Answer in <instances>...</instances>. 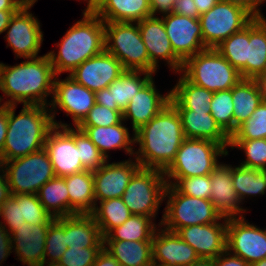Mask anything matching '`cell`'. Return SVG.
I'll return each mask as SVG.
<instances>
[{
  "label": "cell",
  "mask_w": 266,
  "mask_h": 266,
  "mask_svg": "<svg viewBox=\"0 0 266 266\" xmlns=\"http://www.w3.org/2000/svg\"><path fill=\"white\" fill-rule=\"evenodd\" d=\"M55 76L47 54L12 66L1 62L0 90L6 99L2 105L49 106L47 97L53 96Z\"/></svg>",
  "instance_id": "1"
},
{
  "label": "cell",
  "mask_w": 266,
  "mask_h": 266,
  "mask_svg": "<svg viewBox=\"0 0 266 266\" xmlns=\"http://www.w3.org/2000/svg\"><path fill=\"white\" fill-rule=\"evenodd\" d=\"M134 158L143 168L164 171L185 139L180 116L168 103L154 118L134 132Z\"/></svg>",
  "instance_id": "2"
},
{
  "label": "cell",
  "mask_w": 266,
  "mask_h": 266,
  "mask_svg": "<svg viewBox=\"0 0 266 266\" xmlns=\"http://www.w3.org/2000/svg\"><path fill=\"white\" fill-rule=\"evenodd\" d=\"M82 16L56 43L58 52L46 53L56 76L64 72L70 74L84 61L105 50L104 21L93 12H82Z\"/></svg>",
  "instance_id": "3"
},
{
  "label": "cell",
  "mask_w": 266,
  "mask_h": 266,
  "mask_svg": "<svg viewBox=\"0 0 266 266\" xmlns=\"http://www.w3.org/2000/svg\"><path fill=\"white\" fill-rule=\"evenodd\" d=\"M17 105H8V126L2 152V162L24 157L42 150L49 131L54 127L48 106L23 105L16 115Z\"/></svg>",
  "instance_id": "4"
},
{
  "label": "cell",
  "mask_w": 266,
  "mask_h": 266,
  "mask_svg": "<svg viewBox=\"0 0 266 266\" xmlns=\"http://www.w3.org/2000/svg\"><path fill=\"white\" fill-rule=\"evenodd\" d=\"M180 73L191 83L212 92L231 89L242 78L216 48H207L187 58Z\"/></svg>",
  "instance_id": "5"
},
{
  "label": "cell",
  "mask_w": 266,
  "mask_h": 266,
  "mask_svg": "<svg viewBox=\"0 0 266 266\" xmlns=\"http://www.w3.org/2000/svg\"><path fill=\"white\" fill-rule=\"evenodd\" d=\"M223 146L207 139L185 138L172 163L163 171L165 178L209 175L228 154Z\"/></svg>",
  "instance_id": "6"
},
{
  "label": "cell",
  "mask_w": 266,
  "mask_h": 266,
  "mask_svg": "<svg viewBox=\"0 0 266 266\" xmlns=\"http://www.w3.org/2000/svg\"><path fill=\"white\" fill-rule=\"evenodd\" d=\"M164 200L166 206L159 224L172 232L182 227L216 223L222 218L210 200L184 195L173 185H167Z\"/></svg>",
  "instance_id": "7"
},
{
  "label": "cell",
  "mask_w": 266,
  "mask_h": 266,
  "mask_svg": "<svg viewBox=\"0 0 266 266\" xmlns=\"http://www.w3.org/2000/svg\"><path fill=\"white\" fill-rule=\"evenodd\" d=\"M256 16L241 3L220 0L199 16L205 47L216 48L232 34L243 30Z\"/></svg>",
  "instance_id": "8"
},
{
  "label": "cell",
  "mask_w": 266,
  "mask_h": 266,
  "mask_svg": "<svg viewBox=\"0 0 266 266\" xmlns=\"http://www.w3.org/2000/svg\"><path fill=\"white\" fill-rule=\"evenodd\" d=\"M105 50L125 70L150 73V60L137 22H104Z\"/></svg>",
  "instance_id": "9"
},
{
  "label": "cell",
  "mask_w": 266,
  "mask_h": 266,
  "mask_svg": "<svg viewBox=\"0 0 266 266\" xmlns=\"http://www.w3.org/2000/svg\"><path fill=\"white\" fill-rule=\"evenodd\" d=\"M166 187L162 170L140 167L130 179L122 199L132 214L156 219L159 208L165 202Z\"/></svg>",
  "instance_id": "10"
},
{
  "label": "cell",
  "mask_w": 266,
  "mask_h": 266,
  "mask_svg": "<svg viewBox=\"0 0 266 266\" xmlns=\"http://www.w3.org/2000/svg\"><path fill=\"white\" fill-rule=\"evenodd\" d=\"M1 163L11 195L37 194L47 181L56 176L44 148L27 156Z\"/></svg>",
  "instance_id": "11"
},
{
  "label": "cell",
  "mask_w": 266,
  "mask_h": 266,
  "mask_svg": "<svg viewBox=\"0 0 266 266\" xmlns=\"http://www.w3.org/2000/svg\"><path fill=\"white\" fill-rule=\"evenodd\" d=\"M59 78V75L55 76L53 96L48 106L54 126H72L67 123H62V121L59 122L58 120L57 122L55 120L60 108L61 111L66 113V116L70 115L72 117V124L76 127L96 104L95 92L77 83L69 75L65 79Z\"/></svg>",
  "instance_id": "12"
},
{
  "label": "cell",
  "mask_w": 266,
  "mask_h": 266,
  "mask_svg": "<svg viewBox=\"0 0 266 266\" xmlns=\"http://www.w3.org/2000/svg\"><path fill=\"white\" fill-rule=\"evenodd\" d=\"M30 7L22 6L11 17L7 26L6 35L3 37L7 42L6 48L9 46L15 54V59L37 58L44 36L41 29V23L30 12ZM17 57V58H16Z\"/></svg>",
  "instance_id": "13"
},
{
  "label": "cell",
  "mask_w": 266,
  "mask_h": 266,
  "mask_svg": "<svg viewBox=\"0 0 266 266\" xmlns=\"http://www.w3.org/2000/svg\"><path fill=\"white\" fill-rule=\"evenodd\" d=\"M245 219V216L227 219L226 249L251 265L266 258V228Z\"/></svg>",
  "instance_id": "14"
},
{
  "label": "cell",
  "mask_w": 266,
  "mask_h": 266,
  "mask_svg": "<svg viewBox=\"0 0 266 266\" xmlns=\"http://www.w3.org/2000/svg\"><path fill=\"white\" fill-rule=\"evenodd\" d=\"M44 149L56 176L66 177L87 170L75 145L73 126H54L46 137Z\"/></svg>",
  "instance_id": "15"
},
{
  "label": "cell",
  "mask_w": 266,
  "mask_h": 266,
  "mask_svg": "<svg viewBox=\"0 0 266 266\" xmlns=\"http://www.w3.org/2000/svg\"><path fill=\"white\" fill-rule=\"evenodd\" d=\"M139 31L150 60V73L156 74L159 61H164L173 73H179L183 61L174 53L161 17L150 16L138 21Z\"/></svg>",
  "instance_id": "16"
},
{
  "label": "cell",
  "mask_w": 266,
  "mask_h": 266,
  "mask_svg": "<svg viewBox=\"0 0 266 266\" xmlns=\"http://www.w3.org/2000/svg\"><path fill=\"white\" fill-rule=\"evenodd\" d=\"M174 53L184 62L205 49L199 18L170 13L161 16Z\"/></svg>",
  "instance_id": "17"
},
{
  "label": "cell",
  "mask_w": 266,
  "mask_h": 266,
  "mask_svg": "<svg viewBox=\"0 0 266 266\" xmlns=\"http://www.w3.org/2000/svg\"><path fill=\"white\" fill-rule=\"evenodd\" d=\"M93 170L95 203L112 198H122L130 179L141 167L135 158L109 163Z\"/></svg>",
  "instance_id": "18"
},
{
  "label": "cell",
  "mask_w": 266,
  "mask_h": 266,
  "mask_svg": "<svg viewBox=\"0 0 266 266\" xmlns=\"http://www.w3.org/2000/svg\"><path fill=\"white\" fill-rule=\"evenodd\" d=\"M124 71L121 62L104 50L84 61L68 75L90 91L96 92L107 88Z\"/></svg>",
  "instance_id": "19"
},
{
  "label": "cell",
  "mask_w": 266,
  "mask_h": 266,
  "mask_svg": "<svg viewBox=\"0 0 266 266\" xmlns=\"http://www.w3.org/2000/svg\"><path fill=\"white\" fill-rule=\"evenodd\" d=\"M200 258L215 259L226 250L227 218L216 223L182 227L176 232Z\"/></svg>",
  "instance_id": "20"
},
{
  "label": "cell",
  "mask_w": 266,
  "mask_h": 266,
  "mask_svg": "<svg viewBox=\"0 0 266 266\" xmlns=\"http://www.w3.org/2000/svg\"><path fill=\"white\" fill-rule=\"evenodd\" d=\"M200 257L176 232L161 225L152 238L153 266H188Z\"/></svg>",
  "instance_id": "21"
},
{
  "label": "cell",
  "mask_w": 266,
  "mask_h": 266,
  "mask_svg": "<svg viewBox=\"0 0 266 266\" xmlns=\"http://www.w3.org/2000/svg\"><path fill=\"white\" fill-rule=\"evenodd\" d=\"M154 76L132 97L125 108L123 120L132 124V133L154 118L170 101V91L163 95L156 88Z\"/></svg>",
  "instance_id": "22"
},
{
  "label": "cell",
  "mask_w": 266,
  "mask_h": 266,
  "mask_svg": "<svg viewBox=\"0 0 266 266\" xmlns=\"http://www.w3.org/2000/svg\"><path fill=\"white\" fill-rule=\"evenodd\" d=\"M211 197L216 211L223 218L244 217L249 209L241 206V201L233 187L232 165L220 162L210 173Z\"/></svg>",
  "instance_id": "23"
},
{
  "label": "cell",
  "mask_w": 266,
  "mask_h": 266,
  "mask_svg": "<svg viewBox=\"0 0 266 266\" xmlns=\"http://www.w3.org/2000/svg\"><path fill=\"white\" fill-rule=\"evenodd\" d=\"M153 75L145 71L125 70L107 88L95 92L96 103L123 112L132 97L138 93Z\"/></svg>",
  "instance_id": "24"
},
{
  "label": "cell",
  "mask_w": 266,
  "mask_h": 266,
  "mask_svg": "<svg viewBox=\"0 0 266 266\" xmlns=\"http://www.w3.org/2000/svg\"><path fill=\"white\" fill-rule=\"evenodd\" d=\"M50 224L24 223L11 235L12 250L26 266L44 265L45 242Z\"/></svg>",
  "instance_id": "25"
},
{
  "label": "cell",
  "mask_w": 266,
  "mask_h": 266,
  "mask_svg": "<svg viewBox=\"0 0 266 266\" xmlns=\"http://www.w3.org/2000/svg\"><path fill=\"white\" fill-rule=\"evenodd\" d=\"M124 120L119 123L108 127L102 126H76L78 129L84 131L90 140L95 144L98 150L106 157L109 158L110 150H124L131 157L135 153V136H130L129 128L124 126Z\"/></svg>",
  "instance_id": "26"
},
{
  "label": "cell",
  "mask_w": 266,
  "mask_h": 266,
  "mask_svg": "<svg viewBox=\"0 0 266 266\" xmlns=\"http://www.w3.org/2000/svg\"><path fill=\"white\" fill-rule=\"evenodd\" d=\"M185 138L207 139L219 143L227 151L230 137L207 111L177 110ZM228 148V149H227Z\"/></svg>",
  "instance_id": "27"
},
{
  "label": "cell",
  "mask_w": 266,
  "mask_h": 266,
  "mask_svg": "<svg viewBox=\"0 0 266 266\" xmlns=\"http://www.w3.org/2000/svg\"><path fill=\"white\" fill-rule=\"evenodd\" d=\"M64 230L68 247H104V237L91 214L64 217Z\"/></svg>",
  "instance_id": "28"
},
{
  "label": "cell",
  "mask_w": 266,
  "mask_h": 266,
  "mask_svg": "<svg viewBox=\"0 0 266 266\" xmlns=\"http://www.w3.org/2000/svg\"><path fill=\"white\" fill-rule=\"evenodd\" d=\"M233 100V133L237 127L251 117L259 104L266 98L257 79L241 78L231 88Z\"/></svg>",
  "instance_id": "29"
},
{
  "label": "cell",
  "mask_w": 266,
  "mask_h": 266,
  "mask_svg": "<svg viewBox=\"0 0 266 266\" xmlns=\"http://www.w3.org/2000/svg\"><path fill=\"white\" fill-rule=\"evenodd\" d=\"M64 179L69 194V216L91 214L96 205L93 171L85 170Z\"/></svg>",
  "instance_id": "30"
},
{
  "label": "cell",
  "mask_w": 266,
  "mask_h": 266,
  "mask_svg": "<svg viewBox=\"0 0 266 266\" xmlns=\"http://www.w3.org/2000/svg\"><path fill=\"white\" fill-rule=\"evenodd\" d=\"M177 74H179V79L170 89L169 103L176 110L207 111L210 113V102L214 92L191 83L180 72Z\"/></svg>",
  "instance_id": "31"
},
{
  "label": "cell",
  "mask_w": 266,
  "mask_h": 266,
  "mask_svg": "<svg viewBox=\"0 0 266 266\" xmlns=\"http://www.w3.org/2000/svg\"><path fill=\"white\" fill-rule=\"evenodd\" d=\"M266 68V17L256 16L249 24L246 78L257 79Z\"/></svg>",
  "instance_id": "32"
},
{
  "label": "cell",
  "mask_w": 266,
  "mask_h": 266,
  "mask_svg": "<svg viewBox=\"0 0 266 266\" xmlns=\"http://www.w3.org/2000/svg\"><path fill=\"white\" fill-rule=\"evenodd\" d=\"M95 14L104 22H138L152 16L149 0H106Z\"/></svg>",
  "instance_id": "33"
},
{
  "label": "cell",
  "mask_w": 266,
  "mask_h": 266,
  "mask_svg": "<svg viewBox=\"0 0 266 266\" xmlns=\"http://www.w3.org/2000/svg\"><path fill=\"white\" fill-rule=\"evenodd\" d=\"M120 266H153L152 241H104Z\"/></svg>",
  "instance_id": "34"
},
{
  "label": "cell",
  "mask_w": 266,
  "mask_h": 266,
  "mask_svg": "<svg viewBox=\"0 0 266 266\" xmlns=\"http://www.w3.org/2000/svg\"><path fill=\"white\" fill-rule=\"evenodd\" d=\"M153 217L132 214L122 225L113 228L104 241H152L156 229L160 226Z\"/></svg>",
  "instance_id": "35"
},
{
  "label": "cell",
  "mask_w": 266,
  "mask_h": 266,
  "mask_svg": "<svg viewBox=\"0 0 266 266\" xmlns=\"http://www.w3.org/2000/svg\"><path fill=\"white\" fill-rule=\"evenodd\" d=\"M37 196L53 218L69 216V194L64 177L55 176L47 181Z\"/></svg>",
  "instance_id": "36"
},
{
  "label": "cell",
  "mask_w": 266,
  "mask_h": 266,
  "mask_svg": "<svg viewBox=\"0 0 266 266\" xmlns=\"http://www.w3.org/2000/svg\"><path fill=\"white\" fill-rule=\"evenodd\" d=\"M233 187L243 205V201L252 196H263L266 193V170L247 168L241 165L232 166Z\"/></svg>",
  "instance_id": "37"
},
{
  "label": "cell",
  "mask_w": 266,
  "mask_h": 266,
  "mask_svg": "<svg viewBox=\"0 0 266 266\" xmlns=\"http://www.w3.org/2000/svg\"><path fill=\"white\" fill-rule=\"evenodd\" d=\"M98 203L91 215L99 226L103 237L116 226L122 225L132 215L122 198H112Z\"/></svg>",
  "instance_id": "38"
},
{
  "label": "cell",
  "mask_w": 266,
  "mask_h": 266,
  "mask_svg": "<svg viewBox=\"0 0 266 266\" xmlns=\"http://www.w3.org/2000/svg\"><path fill=\"white\" fill-rule=\"evenodd\" d=\"M249 44V25L232 34L216 47L217 51L246 78V59Z\"/></svg>",
  "instance_id": "39"
},
{
  "label": "cell",
  "mask_w": 266,
  "mask_h": 266,
  "mask_svg": "<svg viewBox=\"0 0 266 266\" xmlns=\"http://www.w3.org/2000/svg\"><path fill=\"white\" fill-rule=\"evenodd\" d=\"M233 109L231 89L214 92L210 114L229 137L233 134Z\"/></svg>",
  "instance_id": "40"
},
{
  "label": "cell",
  "mask_w": 266,
  "mask_h": 266,
  "mask_svg": "<svg viewBox=\"0 0 266 266\" xmlns=\"http://www.w3.org/2000/svg\"><path fill=\"white\" fill-rule=\"evenodd\" d=\"M67 248L64 217L55 218L46 236L44 264L58 263Z\"/></svg>",
  "instance_id": "41"
},
{
  "label": "cell",
  "mask_w": 266,
  "mask_h": 266,
  "mask_svg": "<svg viewBox=\"0 0 266 266\" xmlns=\"http://www.w3.org/2000/svg\"><path fill=\"white\" fill-rule=\"evenodd\" d=\"M266 139V98L259 104L251 117L239 125L230 140Z\"/></svg>",
  "instance_id": "42"
},
{
  "label": "cell",
  "mask_w": 266,
  "mask_h": 266,
  "mask_svg": "<svg viewBox=\"0 0 266 266\" xmlns=\"http://www.w3.org/2000/svg\"><path fill=\"white\" fill-rule=\"evenodd\" d=\"M231 149L244 152L245 161L239 165L259 170H266V139L230 140Z\"/></svg>",
  "instance_id": "43"
},
{
  "label": "cell",
  "mask_w": 266,
  "mask_h": 266,
  "mask_svg": "<svg viewBox=\"0 0 266 266\" xmlns=\"http://www.w3.org/2000/svg\"><path fill=\"white\" fill-rule=\"evenodd\" d=\"M21 220L30 224H51L55 218L43 207L37 194H18Z\"/></svg>",
  "instance_id": "44"
},
{
  "label": "cell",
  "mask_w": 266,
  "mask_h": 266,
  "mask_svg": "<svg viewBox=\"0 0 266 266\" xmlns=\"http://www.w3.org/2000/svg\"><path fill=\"white\" fill-rule=\"evenodd\" d=\"M74 140L79 149L82 165L87 170H96L106 163V157L98 150L87 134L77 127H74Z\"/></svg>",
  "instance_id": "45"
},
{
  "label": "cell",
  "mask_w": 266,
  "mask_h": 266,
  "mask_svg": "<svg viewBox=\"0 0 266 266\" xmlns=\"http://www.w3.org/2000/svg\"><path fill=\"white\" fill-rule=\"evenodd\" d=\"M166 181L167 185H173L184 195L210 200L212 194L210 174L187 178H166Z\"/></svg>",
  "instance_id": "46"
},
{
  "label": "cell",
  "mask_w": 266,
  "mask_h": 266,
  "mask_svg": "<svg viewBox=\"0 0 266 266\" xmlns=\"http://www.w3.org/2000/svg\"><path fill=\"white\" fill-rule=\"evenodd\" d=\"M122 121L123 113L121 110H113L96 103L77 126L108 127L119 124Z\"/></svg>",
  "instance_id": "47"
},
{
  "label": "cell",
  "mask_w": 266,
  "mask_h": 266,
  "mask_svg": "<svg viewBox=\"0 0 266 266\" xmlns=\"http://www.w3.org/2000/svg\"><path fill=\"white\" fill-rule=\"evenodd\" d=\"M103 248L104 247H68L58 263L62 266H92Z\"/></svg>",
  "instance_id": "48"
},
{
  "label": "cell",
  "mask_w": 266,
  "mask_h": 266,
  "mask_svg": "<svg viewBox=\"0 0 266 266\" xmlns=\"http://www.w3.org/2000/svg\"><path fill=\"white\" fill-rule=\"evenodd\" d=\"M0 218L4 222L0 221L12 235L21 227L25 221L21 220L20 205H18V195H11L9 199L0 208ZM4 223V224H3Z\"/></svg>",
  "instance_id": "49"
},
{
  "label": "cell",
  "mask_w": 266,
  "mask_h": 266,
  "mask_svg": "<svg viewBox=\"0 0 266 266\" xmlns=\"http://www.w3.org/2000/svg\"><path fill=\"white\" fill-rule=\"evenodd\" d=\"M172 12L191 18H199L200 16L193 0H176Z\"/></svg>",
  "instance_id": "50"
},
{
  "label": "cell",
  "mask_w": 266,
  "mask_h": 266,
  "mask_svg": "<svg viewBox=\"0 0 266 266\" xmlns=\"http://www.w3.org/2000/svg\"><path fill=\"white\" fill-rule=\"evenodd\" d=\"M12 239L10 232L0 224V266L12 253Z\"/></svg>",
  "instance_id": "51"
},
{
  "label": "cell",
  "mask_w": 266,
  "mask_h": 266,
  "mask_svg": "<svg viewBox=\"0 0 266 266\" xmlns=\"http://www.w3.org/2000/svg\"><path fill=\"white\" fill-rule=\"evenodd\" d=\"M215 266H250L241 257L232 254L227 249L214 259Z\"/></svg>",
  "instance_id": "52"
},
{
  "label": "cell",
  "mask_w": 266,
  "mask_h": 266,
  "mask_svg": "<svg viewBox=\"0 0 266 266\" xmlns=\"http://www.w3.org/2000/svg\"><path fill=\"white\" fill-rule=\"evenodd\" d=\"M176 0H149L152 16L162 14L161 16L172 13V9Z\"/></svg>",
  "instance_id": "53"
},
{
  "label": "cell",
  "mask_w": 266,
  "mask_h": 266,
  "mask_svg": "<svg viewBox=\"0 0 266 266\" xmlns=\"http://www.w3.org/2000/svg\"><path fill=\"white\" fill-rule=\"evenodd\" d=\"M8 126V105H0V162H2V152L6 140Z\"/></svg>",
  "instance_id": "54"
},
{
  "label": "cell",
  "mask_w": 266,
  "mask_h": 266,
  "mask_svg": "<svg viewBox=\"0 0 266 266\" xmlns=\"http://www.w3.org/2000/svg\"><path fill=\"white\" fill-rule=\"evenodd\" d=\"M11 196L5 170L0 162V208Z\"/></svg>",
  "instance_id": "55"
},
{
  "label": "cell",
  "mask_w": 266,
  "mask_h": 266,
  "mask_svg": "<svg viewBox=\"0 0 266 266\" xmlns=\"http://www.w3.org/2000/svg\"><path fill=\"white\" fill-rule=\"evenodd\" d=\"M92 266H120L117 260L106 250L102 249Z\"/></svg>",
  "instance_id": "56"
},
{
  "label": "cell",
  "mask_w": 266,
  "mask_h": 266,
  "mask_svg": "<svg viewBox=\"0 0 266 266\" xmlns=\"http://www.w3.org/2000/svg\"><path fill=\"white\" fill-rule=\"evenodd\" d=\"M18 10H0V34L4 33L7 26L9 25L11 17Z\"/></svg>",
  "instance_id": "57"
},
{
  "label": "cell",
  "mask_w": 266,
  "mask_h": 266,
  "mask_svg": "<svg viewBox=\"0 0 266 266\" xmlns=\"http://www.w3.org/2000/svg\"><path fill=\"white\" fill-rule=\"evenodd\" d=\"M193 1L198 9V13L201 15L205 12H208L220 0H193Z\"/></svg>",
  "instance_id": "58"
},
{
  "label": "cell",
  "mask_w": 266,
  "mask_h": 266,
  "mask_svg": "<svg viewBox=\"0 0 266 266\" xmlns=\"http://www.w3.org/2000/svg\"><path fill=\"white\" fill-rule=\"evenodd\" d=\"M22 6L21 0H0V10H19Z\"/></svg>",
  "instance_id": "59"
},
{
  "label": "cell",
  "mask_w": 266,
  "mask_h": 266,
  "mask_svg": "<svg viewBox=\"0 0 266 266\" xmlns=\"http://www.w3.org/2000/svg\"><path fill=\"white\" fill-rule=\"evenodd\" d=\"M81 1V0H80ZM87 4L84 8L83 12H93L95 13L104 3L106 0H83Z\"/></svg>",
  "instance_id": "60"
},
{
  "label": "cell",
  "mask_w": 266,
  "mask_h": 266,
  "mask_svg": "<svg viewBox=\"0 0 266 266\" xmlns=\"http://www.w3.org/2000/svg\"><path fill=\"white\" fill-rule=\"evenodd\" d=\"M188 266H215V262L212 258H199Z\"/></svg>",
  "instance_id": "61"
},
{
  "label": "cell",
  "mask_w": 266,
  "mask_h": 266,
  "mask_svg": "<svg viewBox=\"0 0 266 266\" xmlns=\"http://www.w3.org/2000/svg\"><path fill=\"white\" fill-rule=\"evenodd\" d=\"M266 0H252V11L257 15V16H262V10H260L261 8V4L263 5V3H265Z\"/></svg>",
  "instance_id": "62"
},
{
  "label": "cell",
  "mask_w": 266,
  "mask_h": 266,
  "mask_svg": "<svg viewBox=\"0 0 266 266\" xmlns=\"http://www.w3.org/2000/svg\"><path fill=\"white\" fill-rule=\"evenodd\" d=\"M260 88L263 90L266 96V68L265 71L257 78Z\"/></svg>",
  "instance_id": "63"
},
{
  "label": "cell",
  "mask_w": 266,
  "mask_h": 266,
  "mask_svg": "<svg viewBox=\"0 0 266 266\" xmlns=\"http://www.w3.org/2000/svg\"><path fill=\"white\" fill-rule=\"evenodd\" d=\"M228 1H234L237 3H241L252 10V0H228Z\"/></svg>",
  "instance_id": "64"
},
{
  "label": "cell",
  "mask_w": 266,
  "mask_h": 266,
  "mask_svg": "<svg viewBox=\"0 0 266 266\" xmlns=\"http://www.w3.org/2000/svg\"><path fill=\"white\" fill-rule=\"evenodd\" d=\"M79 1V0H77ZM23 6H27L32 8L34 6V4H36L35 2H38V0H21Z\"/></svg>",
  "instance_id": "65"
},
{
  "label": "cell",
  "mask_w": 266,
  "mask_h": 266,
  "mask_svg": "<svg viewBox=\"0 0 266 266\" xmlns=\"http://www.w3.org/2000/svg\"><path fill=\"white\" fill-rule=\"evenodd\" d=\"M250 266H266V258L262 259L256 263L251 264Z\"/></svg>",
  "instance_id": "66"
},
{
  "label": "cell",
  "mask_w": 266,
  "mask_h": 266,
  "mask_svg": "<svg viewBox=\"0 0 266 266\" xmlns=\"http://www.w3.org/2000/svg\"><path fill=\"white\" fill-rule=\"evenodd\" d=\"M42 266H45V264ZM46 266H62V265H60L59 263H51V264H46Z\"/></svg>",
  "instance_id": "67"
},
{
  "label": "cell",
  "mask_w": 266,
  "mask_h": 266,
  "mask_svg": "<svg viewBox=\"0 0 266 266\" xmlns=\"http://www.w3.org/2000/svg\"><path fill=\"white\" fill-rule=\"evenodd\" d=\"M4 96H0V105H1V102L4 101Z\"/></svg>",
  "instance_id": "68"
}]
</instances>
